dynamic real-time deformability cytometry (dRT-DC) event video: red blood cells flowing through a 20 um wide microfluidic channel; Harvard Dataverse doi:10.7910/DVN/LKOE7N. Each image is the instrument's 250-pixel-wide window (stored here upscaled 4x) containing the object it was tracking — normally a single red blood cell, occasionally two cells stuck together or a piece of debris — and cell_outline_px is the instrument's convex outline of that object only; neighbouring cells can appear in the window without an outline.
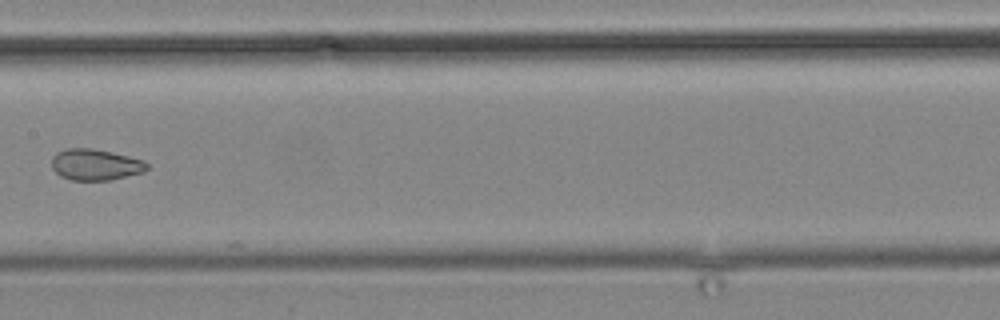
{"species": "common noctule bat (a hibernating species)", "species_latin": "Nyctalus noctula", "temperature_condition": "cold", "stored_images_in_passage": 9, "camera_frame_rate_fps": 3000, "um_per_image_px": 0.085, "animal": {"sex": "male", "body_mass_g": 19.2, "forearm_length_mm": 51.8}, "frame": {"image": 1, "passage_image": 6, "time_ms": 6.0, "image_size_px": [1000, 320], "cell_outline_px": [[148, 168], [144, 172], [112, 180], [72, 180], [60, 176], [52, 168], [52, 156], [56, 152], [68, 148], [92, 148], [112, 152], [144, 160], [148, 164]], "centroid_in_image_um": [8.11, 13.99], "position_along_channel_um": 199.3, "area_um2": 17.46}}
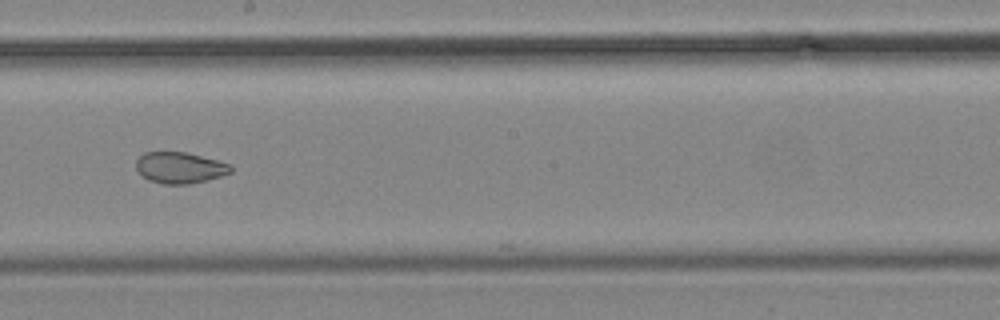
{"frame": {"image": 2, "passage_image": 7, "time_ms": 7.0, "image_size_px": [1000, 320], "cell_outline_px": [[232, 172], [208, 180], [188, 184], [164, 184], [148, 180], [136, 168], [136, 160], [144, 152], [184, 152], [216, 160], [228, 164], [232, 168]], "centroid_in_image_um": [15.27, 14.26], "position_along_channel_um": 232.9, "area_um2": 16.99}}
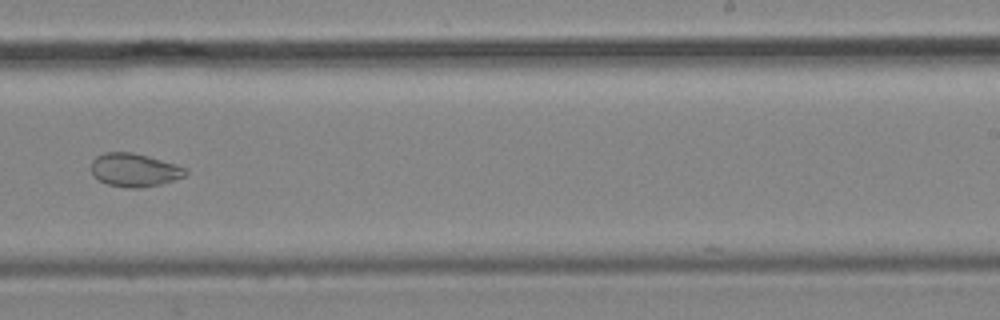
{"frame": {"image": 3, "passage_image": 8, "time_ms": 8.333, "image_size_px": [1000, 320], "cell_outline_px": [[188, 172], [184, 176], [160, 184], [136, 188], [128, 188], [108, 184], [92, 176], [92, 160], [96, 156], [104, 152], [132, 152], [148, 156], [176, 164], [184, 168]], "centroid_in_image_um": [11.39, 14.44], "position_along_channel_um": 277.6, "area_um2": 18.15}}